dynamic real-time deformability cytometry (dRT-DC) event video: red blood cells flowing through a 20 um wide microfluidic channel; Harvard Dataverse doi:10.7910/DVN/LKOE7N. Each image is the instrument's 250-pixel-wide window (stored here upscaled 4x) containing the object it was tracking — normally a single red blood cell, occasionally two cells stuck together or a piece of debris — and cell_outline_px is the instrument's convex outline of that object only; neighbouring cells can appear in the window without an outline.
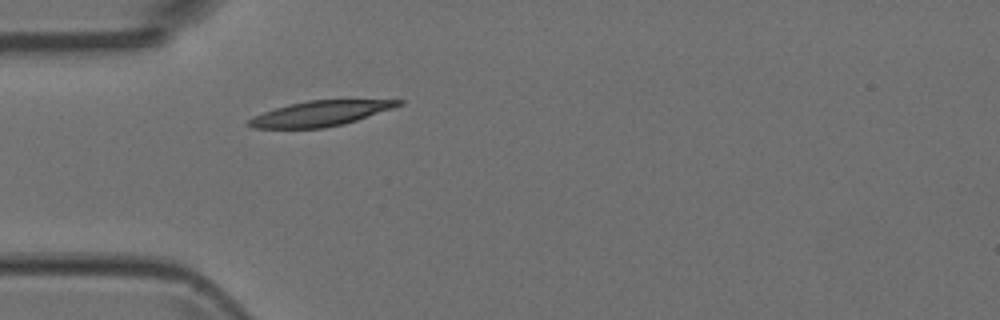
{"species": "Egyptian fruit bat (a non-hibernating species)", "species_latin": "Rousettus aegyptiacus", "temperature_condition": "room temperature", "stored_images_in_passage": 1, "camera_frame_rate_fps": 3000, "um_per_image_px": 0.085, "animal": {"sex": "female"}, "frame": {"image": 1, "passage_image": 1, "time_ms": 0.0, "image_size_px": [1000, 320], "cell_outline_px": [[404, 104], [344, 124], [324, 128], [252, 128], [248, 124], [248, 120], [252, 116], [288, 104], [308, 100], [404, 100]], "centroid_in_image_um": [27.2, 9.64], "position_along_channel_um": 57.8, "area_um2": 21.73}}